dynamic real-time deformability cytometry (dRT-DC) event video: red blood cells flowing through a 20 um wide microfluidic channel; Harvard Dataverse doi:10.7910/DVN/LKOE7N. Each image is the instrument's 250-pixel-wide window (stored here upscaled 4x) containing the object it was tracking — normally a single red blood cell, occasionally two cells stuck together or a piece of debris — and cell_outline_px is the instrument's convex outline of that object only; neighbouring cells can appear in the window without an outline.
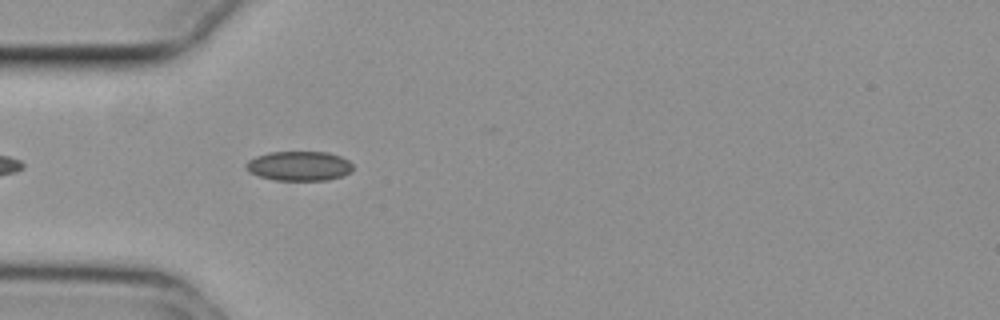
{"species": "common noctule bat (a hibernating species)", "species_latin": "Nyctalus noctula", "temperature_condition": "cold", "stored_images_in_passage": 40, "camera_frame_rate_fps": 3000, "um_per_image_px": 0.085, "animal": {"sex": "female", "body_mass_g": 29.2, "forearm_length_mm": 56.3}, "frame": {"image": 1, "passage_image": 3, "time_ms": 0.667, "image_size_px": [1000, 320], "cell_outline_px": [[352, 172], [328, 180], [276, 180], [260, 176], [248, 172], [244, 168], [244, 164], [248, 160], [256, 156], [268, 152], [328, 152], [340, 156], [348, 160], [352, 164]], "centroid_in_image_um": [25.39, 14.1], "position_along_channel_um": 59.6, "area_um2": 18.5}}
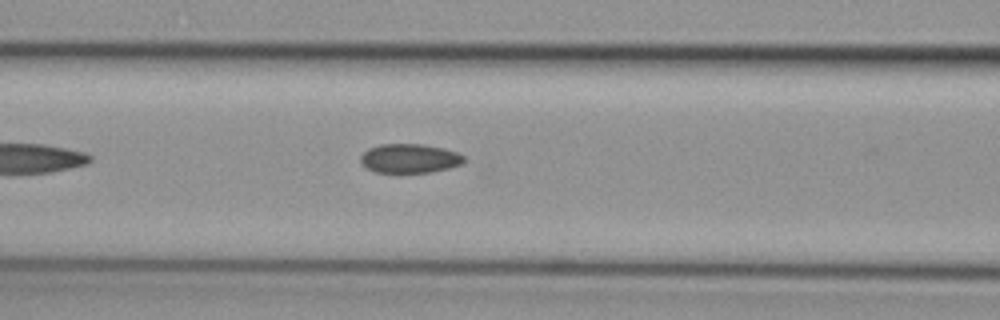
{"frame": {"image": 2, "passage_image": 9, "time_ms": 2.667, "image_size_px": [1000, 320], "cell_outline_px": [[464, 160], [460, 164], [448, 168], [432, 172], [376, 172], [368, 168], [360, 160], [360, 156], [368, 148], [380, 144], [424, 144], [444, 148], [456, 152], [464, 156]], "centroid_in_image_um": [34.81, 13.45], "position_along_channel_um": 131.8, "area_um2": 17.4}}
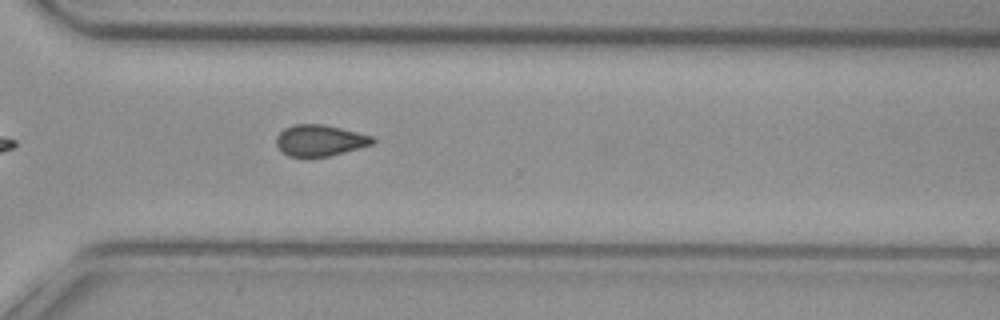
{"frame": {"image": 3, "passage_image": 26, "time_ms": 8.333, "image_size_px": [1000, 320], "cell_outline_px": [[376, 140], [372, 144], [344, 152], [328, 156], [288, 156], [276, 144], [276, 136], [284, 128], [292, 124], [324, 124], [372, 136]], "centroid_in_image_um": [27.17, 11.92], "position_along_channel_um": 343.4, "area_um2": 17.28}, "authors_computed_cell_mechanics": {"area_um2": 17.7446, "velocity_mm_per_s": 3.7387, "shape_relaxation_time_tau1_ms": 5.9994, "shape_relaxation_time_tau2_ms": 10.7759, "deformation_change_tau1": 0.079, "deformation_change_tau2": 0.148}}